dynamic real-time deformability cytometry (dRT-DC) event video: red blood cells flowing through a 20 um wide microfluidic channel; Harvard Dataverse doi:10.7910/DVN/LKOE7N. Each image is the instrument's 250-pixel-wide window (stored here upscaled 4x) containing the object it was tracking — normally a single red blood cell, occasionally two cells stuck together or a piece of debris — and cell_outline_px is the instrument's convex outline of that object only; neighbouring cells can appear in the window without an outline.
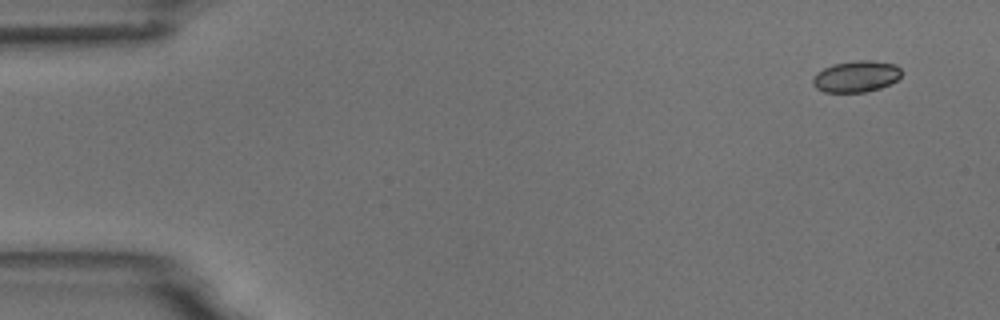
{"species": "common noctule bat (a hibernating species)", "species_latin": "Nyctalus noctula", "temperature_condition": "room temperature", "stored_images_in_passage": 4, "camera_frame_rate_fps": 3000, "um_per_image_px": 0.085, "animal": {"sex": "male", "body_mass_g": 18.8}, "frame": {"image": 1, "passage_image": 1, "time_ms": 0.0, "image_size_px": [1000, 320], "cell_outline_px": [[900, 76], [896, 80], [880, 88], [864, 92], [824, 92], [816, 88], [812, 84], [812, 80], [816, 72], [832, 64], [856, 60], [872, 60], [896, 64], [900, 68]], "centroid_in_image_um": [72.74, 6.49], "position_along_channel_um": 12.3, "area_um2": 16.24}}
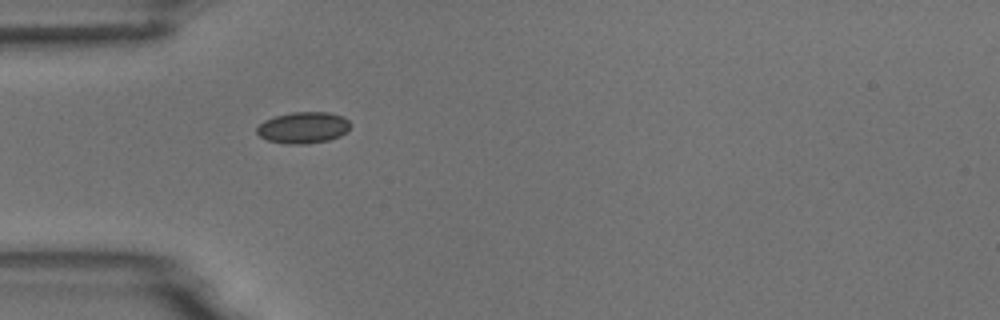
{"frame": {"image": 2, "passage_image": 4, "time_ms": 4.333, "image_size_px": [1000, 320], "cell_outline_px": [[352, 124], [340, 136], [328, 140], [304, 144], [288, 144], [268, 140], [260, 136], [256, 132], [256, 128], [264, 120], [276, 116], [292, 112], [328, 112], [344, 116]], "centroid_in_image_um": [25.78, 10.84], "position_along_channel_um": 59.2, "area_um2": 17.05}}